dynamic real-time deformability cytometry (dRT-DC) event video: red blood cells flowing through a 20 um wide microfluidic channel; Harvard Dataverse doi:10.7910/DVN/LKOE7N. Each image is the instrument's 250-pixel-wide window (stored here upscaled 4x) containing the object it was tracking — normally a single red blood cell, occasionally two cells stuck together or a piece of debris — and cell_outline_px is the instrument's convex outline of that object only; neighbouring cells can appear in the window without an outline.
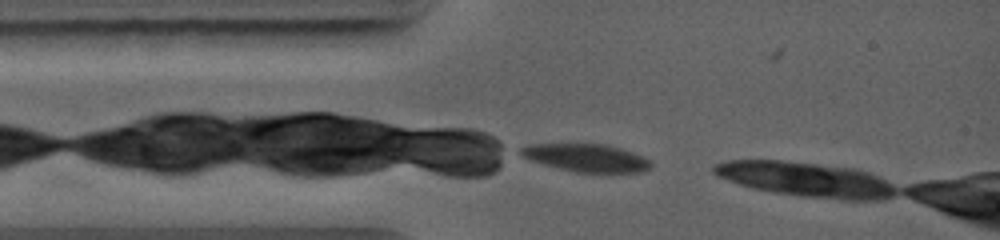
{"species": "common noctule bat (a hibernating species)", "species_latin": "Nyctalus noctula", "temperature_condition": "warm", "stored_images_in_passage": 10, "camera_frame_rate_fps": 5000, "um_per_image_px": 0.085, "animal": {"sex": "female", "body_mass_g": 19.0, "forearm_length_mm": 56.7}, "frame": {"image": 1, "passage_image": 3, "time_ms": 0.2, "image_size_px": [1000, 240], "cell_outline_px": [[652, 168], [644, 172], [608, 176], [576, 172], [528, 160], [516, 152], [520, 148], [528, 144], [608, 144], [644, 156], [652, 160]], "centroid_in_image_um": [49.94, 13.47], "position_along_channel_um": 35.1, "area_um2": 22.25}}
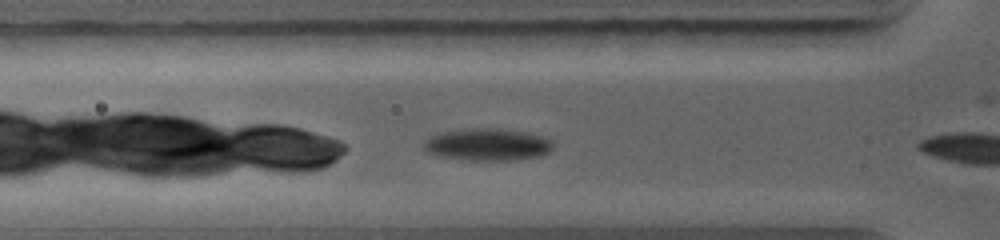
{"frame": {"image": 2, "passage_image": 9, "time_ms": 1.4, "image_size_px": [1000, 240], "cell_outline_px": [[556, 144], [548, 152], [540, 156], [516, 160], [468, 160], [436, 156], [428, 152], [424, 148], [424, 140], [440, 132], [464, 128], [500, 128], [528, 132], [544, 136], [552, 140]], "centroid_in_image_um": [41.47, 12.27], "position_along_channel_um": 84.3, "area_um2": 24.68}}